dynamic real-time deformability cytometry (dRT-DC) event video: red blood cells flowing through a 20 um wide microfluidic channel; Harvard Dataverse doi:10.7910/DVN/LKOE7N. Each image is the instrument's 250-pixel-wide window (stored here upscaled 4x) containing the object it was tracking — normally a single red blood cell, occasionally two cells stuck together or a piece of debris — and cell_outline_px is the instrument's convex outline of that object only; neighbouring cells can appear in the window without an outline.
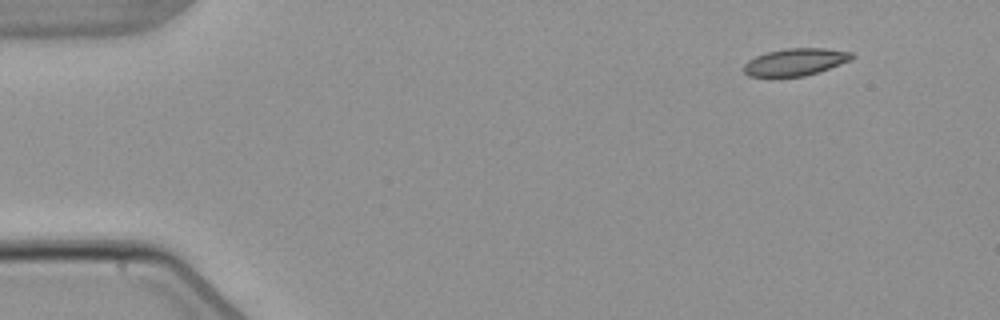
{"species": "common noctule bat (a hibernating species)", "species_latin": "Nyctalus noctula", "temperature_condition": "warm", "stored_images_in_passage": 6, "camera_frame_rate_fps": 3000, "um_per_image_px": 0.085, "animal": {"sex": "male", "body_mass_g": 21.5, "forearm_length_mm": 52.0}, "frame": {"image": 1, "passage_image": 6, "time_ms": 6.667, "image_size_px": [1000, 320], "cell_outline_px": [[856, 56], [852, 60], [820, 72], [804, 76], [748, 76], [744, 72], [744, 64], [748, 60], [756, 56], [768, 52], [784, 48], [828, 48], [852, 52]], "centroid_in_image_um": [67.67, 5.26], "position_along_channel_um": 17.3, "area_um2": 17.28}}